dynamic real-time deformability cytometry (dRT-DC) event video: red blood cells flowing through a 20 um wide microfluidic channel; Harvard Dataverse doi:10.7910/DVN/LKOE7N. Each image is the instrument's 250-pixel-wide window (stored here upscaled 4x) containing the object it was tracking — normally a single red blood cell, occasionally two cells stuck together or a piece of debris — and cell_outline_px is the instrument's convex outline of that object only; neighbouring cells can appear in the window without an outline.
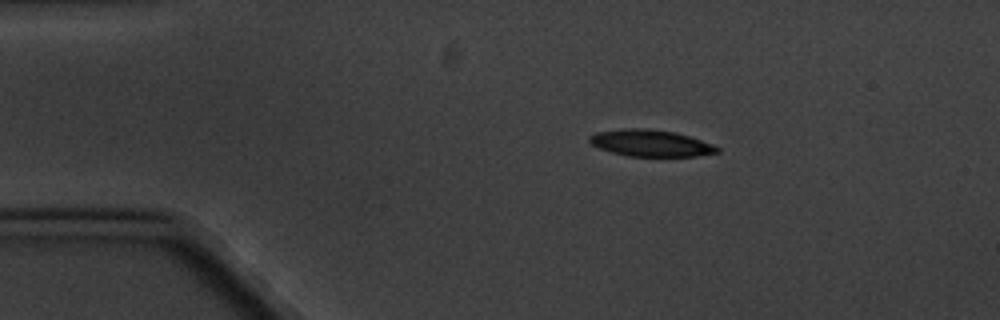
{"species": "common noctule bat (a hibernating species)", "species_latin": "Nyctalus noctula", "temperature_condition": "cold", "stored_images_in_passage": 5, "camera_frame_rate_fps": 3000, "um_per_image_px": 0.085, "animal": {"sex": "male", "body_mass_g": 20.1, "forearm_length_mm": 53.5}, "frame": {"image": 1, "passage_image": 2, "time_ms": 1.333, "image_size_px": [1000, 320], "cell_outline_px": [[720, 152], [696, 156], [628, 156], [612, 152], [600, 148], [592, 144], [588, 140], [588, 136], [596, 132], [624, 128], [644, 128], [676, 132], [712, 144], [720, 148]], "centroid_in_image_um": [55.29, 12.16], "position_along_channel_um": 29.7, "area_um2": 19.77}}
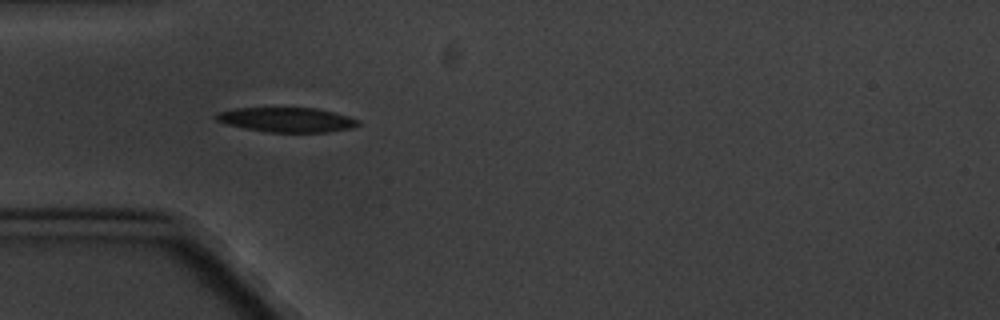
{"frame": {"image": 2, "passage_image": 4, "time_ms": 3.667, "image_size_px": [1000, 320], "cell_outline_px": [[360, 124], [352, 128], [328, 132], [268, 132], [244, 128], [228, 124], [216, 120], [212, 116], [216, 112], [236, 108], [316, 108], [348, 116], [360, 120]], "centroid_in_image_um": [24.36, 10.18], "position_along_channel_um": 60.6, "area_um2": 20.4}}